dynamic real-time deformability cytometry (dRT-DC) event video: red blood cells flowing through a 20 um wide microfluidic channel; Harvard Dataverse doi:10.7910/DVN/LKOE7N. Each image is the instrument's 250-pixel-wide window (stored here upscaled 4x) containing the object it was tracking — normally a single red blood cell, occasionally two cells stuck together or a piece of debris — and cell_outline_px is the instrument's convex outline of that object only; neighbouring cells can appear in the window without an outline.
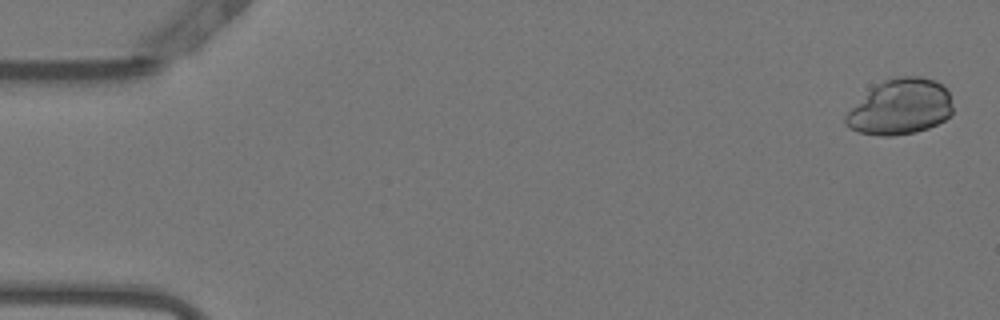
{"species": "Egyptian fruit bat (a non-hibernating species)", "species_latin": "Rousettus aegyptiacus", "temperature_condition": "warm", "stored_images_in_passage": 51, "camera_frame_rate_fps": 3000, "um_per_image_px": 0.085, "animal": {"sex": "female"}, "frame": {"image": 1, "passage_image": 2, "time_ms": 0.333, "image_size_px": [1000, 320], "cell_outline_px": [[952, 112], [944, 120], [928, 128], [916, 132], [892, 136], [880, 136], [856, 132], [848, 128], [844, 124], [844, 116], [876, 84], [884, 80], [896, 76], [920, 76], [936, 80], [948, 92], [952, 108]], "centroid_in_image_um": [76.5, 9.1], "position_along_channel_um": 8.5, "area_um2": 34.56}}